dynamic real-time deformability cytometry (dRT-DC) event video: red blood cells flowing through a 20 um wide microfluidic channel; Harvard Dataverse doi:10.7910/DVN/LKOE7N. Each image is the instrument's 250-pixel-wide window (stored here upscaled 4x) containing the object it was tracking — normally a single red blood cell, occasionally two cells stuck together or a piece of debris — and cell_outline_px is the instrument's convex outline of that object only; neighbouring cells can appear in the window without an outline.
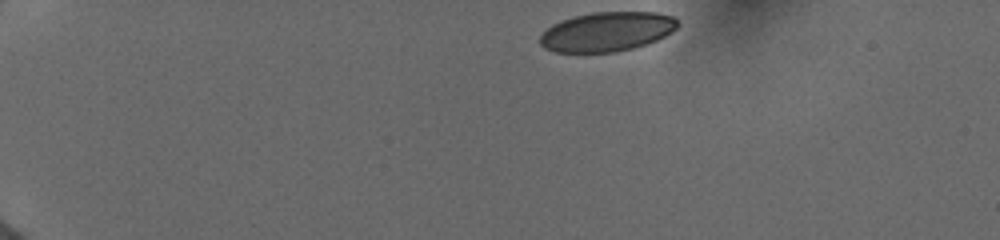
{"species": "human", "species_latin": "Homo sapiens", "temperature_condition": "cold", "stored_images_in_passage": 11, "camera_frame_rate_fps": 3000, "um_per_image_px": 0.085, "donor": {"sex": "female"}, "frame": {"image": 1, "passage_image": 1, "time_ms": 0.0, "image_size_px": [1000, 240], "cell_outline_px": [[680, 24], [672, 32], [648, 44], [616, 52], [556, 52], [544, 48], [540, 44], [540, 36], [552, 24], [560, 20], [592, 12], [656, 12], [672, 16]], "centroid_in_image_um": [51.59, 2.69], "position_along_channel_um": 33.4, "area_um2": 31.62}}
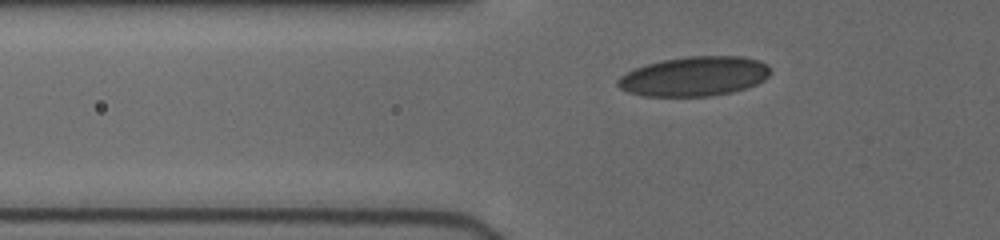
{"frame": {"image": 2, "passage_image": 8, "time_ms": 3.0, "image_size_px": [1000, 240], "cell_outline_px": [[768, 76], [764, 80], [756, 84], [732, 92], [708, 96], [640, 96], [628, 92], [620, 88], [616, 84], [616, 80], [620, 76], [636, 68], [648, 64], [664, 60], [688, 56], [744, 56], [760, 60], [768, 64]], "centroid_in_image_um": [59.01, 6.49], "position_along_channel_um": 66.8, "area_um2": 35.08}}